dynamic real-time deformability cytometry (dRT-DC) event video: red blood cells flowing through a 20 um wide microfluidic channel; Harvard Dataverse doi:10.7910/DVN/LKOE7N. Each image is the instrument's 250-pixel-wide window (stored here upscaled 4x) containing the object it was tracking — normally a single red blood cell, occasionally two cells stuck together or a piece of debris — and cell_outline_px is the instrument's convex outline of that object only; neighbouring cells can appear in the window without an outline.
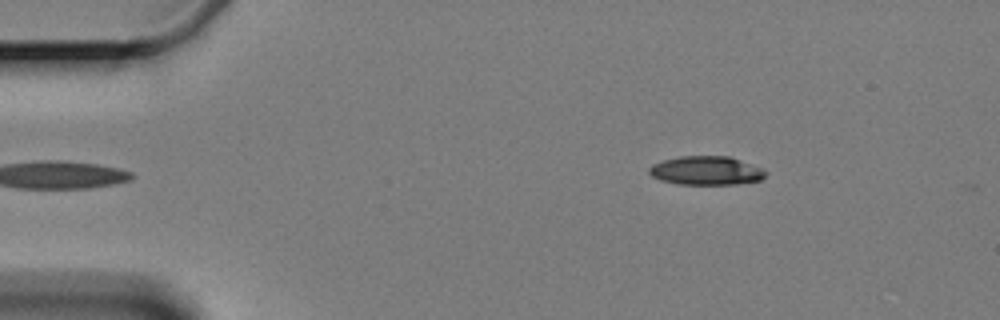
{"species": "Egyptian fruit bat (a non-hibernating species)", "species_latin": "Rousettus aegyptiacus", "temperature_condition": "cold", "stored_images_in_passage": 5, "camera_frame_rate_fps": 3000, "um_per_image_px": 0.085, "animal": {"sex": "female"}, "frame": {"image": 1, "passage_image": 2, "time_ms": 1.333, "image_size_px": [1000, 320], "cell_outline_px": [[768, 172], [760, 180], [732, 184], [680, 184], [660, 180], [652, 176], [648, 172], [648, 168], [652, 164], [664, 160], [680, 156], [728, 156], [760, 168]], "centroid_in_image_um": [59.97, 14.5], "position_along_channel_um": 25.0, "area_um2": 19.25}}
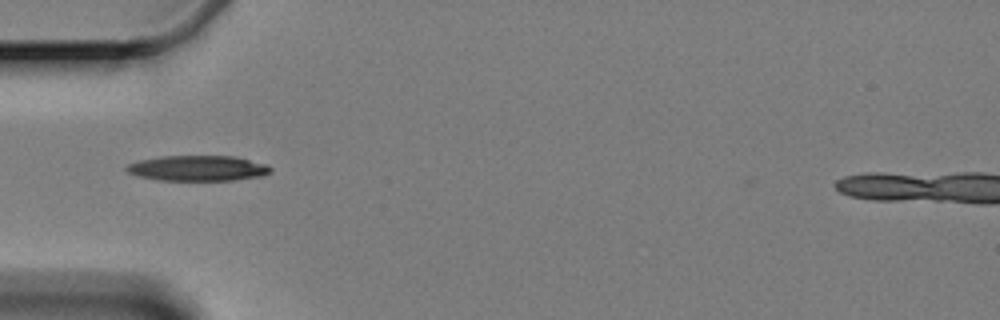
{"frame": {"image": 2, "passage_image": 5, "time_ms": 4.667, "image_size_px": [1000, 320], "cell_outline_px": [[272, 168], [268, 172], [260, 176], [232, 180], [156, 180], [140, 176], [128, 172], [124, 168], [128, 164], [140, 160], [164, 156], [232, 156], [268, 164]], "centroid_in_image_um": [16.8, 14.29], "position_along_channel_um": 68.2, "area_um2": 21.1}}